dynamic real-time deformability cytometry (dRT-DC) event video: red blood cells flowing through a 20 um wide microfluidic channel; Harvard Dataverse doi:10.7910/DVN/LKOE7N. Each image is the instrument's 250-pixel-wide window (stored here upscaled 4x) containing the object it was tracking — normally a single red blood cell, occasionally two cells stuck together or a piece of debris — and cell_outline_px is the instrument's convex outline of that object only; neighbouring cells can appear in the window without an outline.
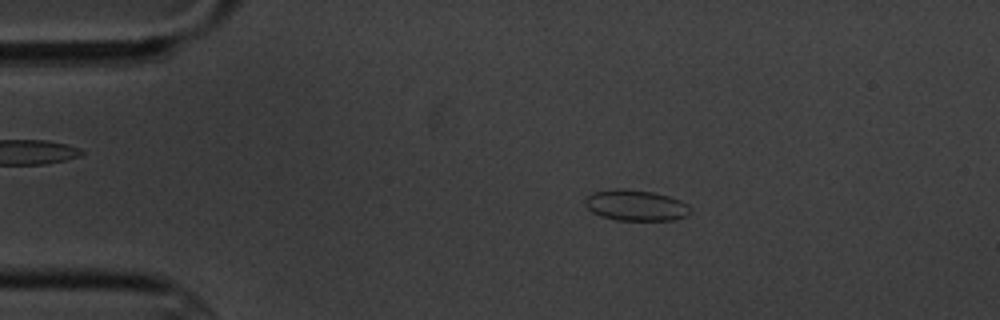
{"species": "common noctule bat (a hibernating species)", "species_latin": "Nyctalus noctula", "temperature_condition": "cold", "stored_images_in_passage": 9, "camera_frame_rate_fps": 3000, "um_per_image_px": 0.085, "animal": {"sex": "male", "body_mass_g": 20.1, "forearm_length_mm": 53.5}, "frame": {"image": 1, "passage_image": 2, "time_ms": 2.0, "image_size_px": [1000, 320], "cell_outline_px": [[692, 212], [688, 216], [672, 220], [616, 220], [600, 216], [592, 212], [584, 204], [584, 200], [592, 192], [612, 188], [628, 188], [652, 192], [668, 196], [680, 200], [688, 204], [692, 208]], "centroid_in_image_um": [54.05, 17.44], "position_along_channel_um": 31.0, "area_um2": 19.31}}
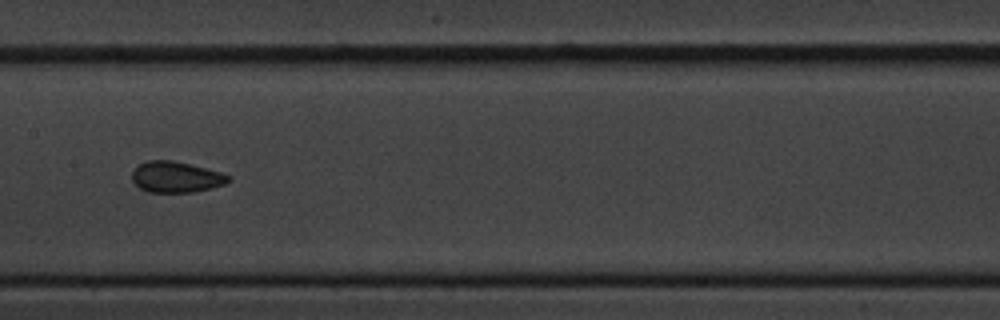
{"frame": {"image": 2, "passage_image": 7, "time_ms": 8.0, "image_size_px": [1000, 320], "cell_outline_px": [[232, 180], [224, 184], [192, 192], [148, 192], [140, 188], [132, 180], [132, 172], [140, 164], [148, 160], [172, 160], [220, 172], [228, 176]], "centroid_in_image_um": [14.93, 15.05], "position_along_channel_um": 192.5, "area_um2": 17.05}}
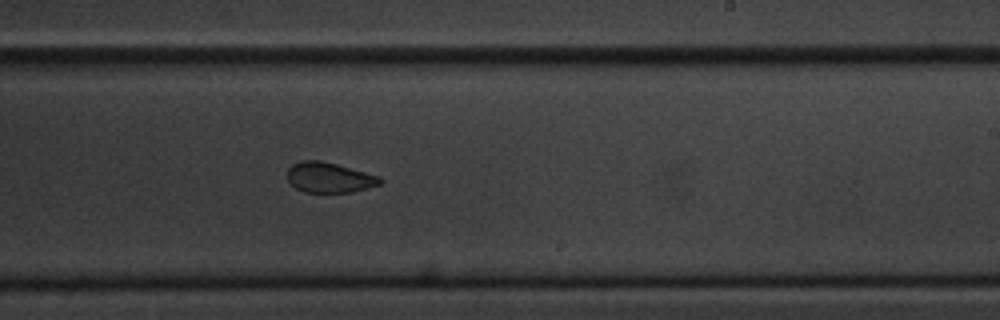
{"frame": {"image": 3, "passage_image": 9, "time_ms": 10.0, "image_size_px": [1000, 320], "cell_outline_px": [[384, 180], [380, 184], [352, 192], [304, 192], [296, 188], [288, 180], [288, 168], [292, 164], [300, 160], [320, 160], [336, 164], [380, 176]], "centroid_in_image_um": [27.98, 15.08], "position_along_channel_um": 261.0, "area_um2": 16.3}}